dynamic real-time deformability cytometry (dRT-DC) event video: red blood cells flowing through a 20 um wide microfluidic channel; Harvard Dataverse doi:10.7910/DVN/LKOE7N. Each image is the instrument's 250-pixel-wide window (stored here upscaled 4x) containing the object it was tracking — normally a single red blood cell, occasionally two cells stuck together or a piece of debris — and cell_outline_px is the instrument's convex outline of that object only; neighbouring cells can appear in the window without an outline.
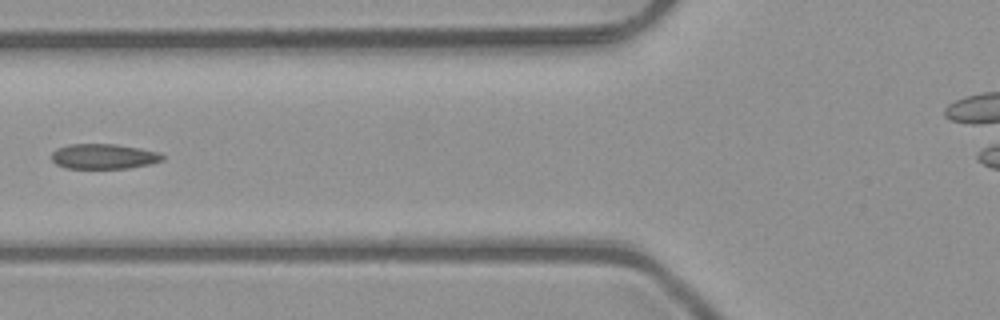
{"species": "common noctule bat (a hibernating species)", "species_latin": "Nyctalus noctula", "temperature_condition": "room temperature", "stored_images_in_passage": 7, "camera_frame_rate_fps": 3000, "um_per_image_px": 0.085, "animal": {"sex": "male", "body_mass_g": 23.1, "forearm_length_mm": 52.7}, "frame": {"image": 1, "passage_image": 7, "time_ms": 2.0, "image_size_px": [1000, 320], "cell_outline_px": [[164, 160], [148, 164], [128, 168], [64, 168], [56, 164], [52, 160], [52, 152], [56, 148], [68, 144], [116, 144], [140, 148], [160, 152], [164, 156]], "centroid_in_image_um": [8.8, 13.28], "position_along_channel_um": 117.0, "area_um2": 16.3}}